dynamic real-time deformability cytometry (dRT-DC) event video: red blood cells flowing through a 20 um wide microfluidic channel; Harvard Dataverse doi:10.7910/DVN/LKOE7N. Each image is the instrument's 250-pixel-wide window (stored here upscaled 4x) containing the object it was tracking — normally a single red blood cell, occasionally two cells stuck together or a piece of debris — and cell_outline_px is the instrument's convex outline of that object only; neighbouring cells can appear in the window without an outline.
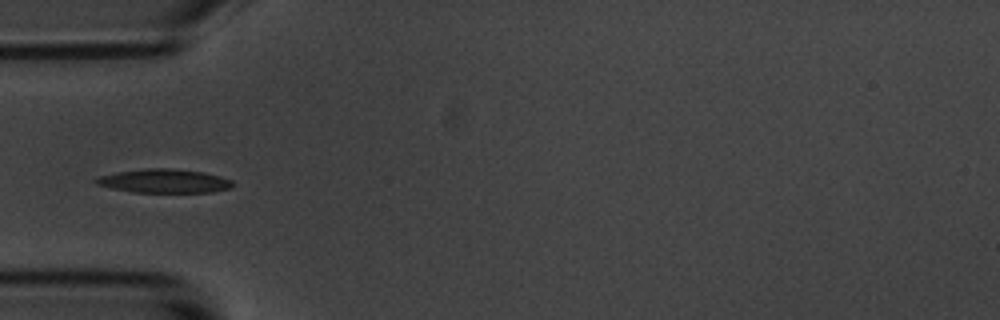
{"species": "common noctule bat (a hibernating species)", "species_latin": "Nyctalus noctula", "temperature_condition": "room temperature", "stored_images_in_passage": 11, "camera_frame_rate_fps": 3000, "um_per_image_px": 0.085, "animal": {"sex": "male", "body_mass_g": 20.1, "forearm_length_mm": 53.5}, "frame": {"image": 1, "passage_image": 5, "time_ms": 5.667, "image_size_px": [1000, 320], "cell_outline_px": [[232, 188], [212, 192], [132, 192], [112, 188], [96, 184], [92, 180], [100, 176], [116, 172], [148, 168], [168, 168], [204, 172], [220, 176], [232, 180]], "centroid_in_image_um": [13.95, 15.38], "position_along_channel_um": 71.0, "area_um2": 18.9}}
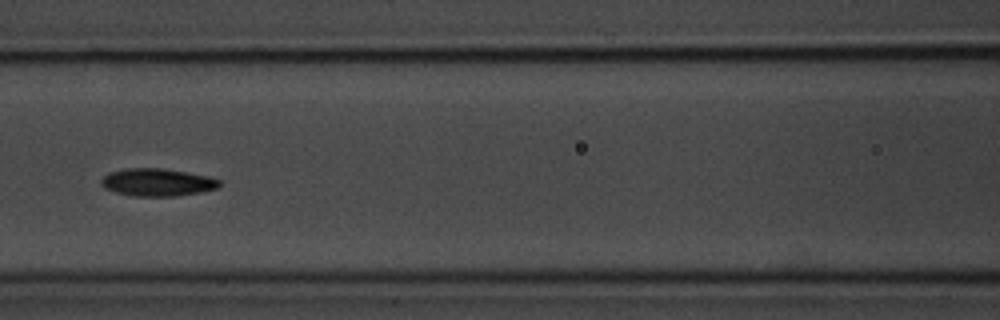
{"frame": {"image": 2, "passage_image": 7, "time_ms": 8.0, "image_size_px": [1000, 320], "cell_outline_px": [[220, 188], [200, 192], [176, 196], [132, 196], [116, 192], [104, 188], [100, 184], [100, 180], [108, 172], [124, 168], [160, 168], [208, 176], [220, 180]], "centroid_in_image_um": [13.34, 15.5], "position_along_channel_um": 153.3, "area_um2": 19.07}}
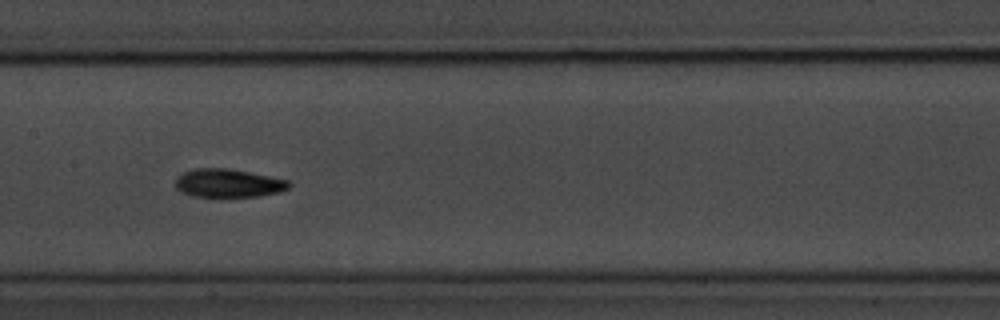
{"frame": {"image": 3, "passage_image": 8, "time_ms": 9.0, "image_size_px": [1000, 320], "cell_outline_px": [[292, 184], [288, 188], [280, 192], [260, 196], [228, 200], [220, 200], [192, 196], [180, 192], [176, 188], [176, 176], [184, 172], [196, 168], [228, 168], [288, 180]], "centroid_in_image_um": [19.37, 15.63], "position_along_channel_um": 188.0, "area_um2": 19.77}}